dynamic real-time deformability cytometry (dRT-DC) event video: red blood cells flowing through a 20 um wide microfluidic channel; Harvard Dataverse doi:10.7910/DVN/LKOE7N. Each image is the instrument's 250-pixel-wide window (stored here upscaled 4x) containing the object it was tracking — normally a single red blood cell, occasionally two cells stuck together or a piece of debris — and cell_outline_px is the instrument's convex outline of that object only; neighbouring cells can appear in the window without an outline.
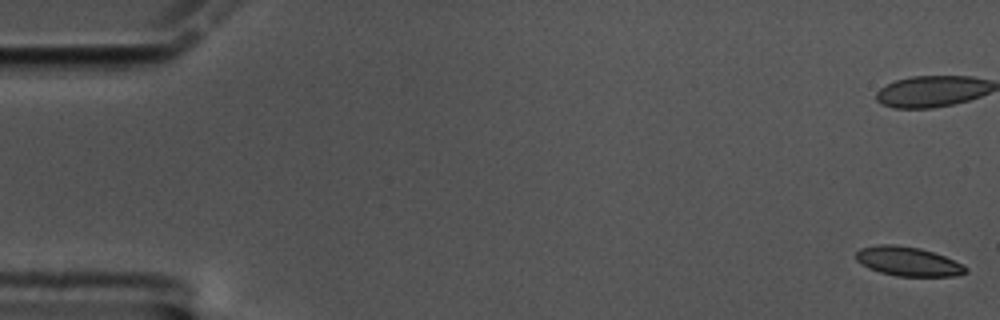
{"species": "common noctule bat (a hibernating species)", "species_latin": "Nyctalus noctula", "temperature_condition": "cold", "stored_images_in_passage": 59, "camera_frame_rate_fps": 3000, "um_per_image_px": 0.085, "animal": {"sex": "male", "body_mass_g": 17.5, "forearm_length_mm": 52.3}, "frame": {"image": 1, "passage_image": 1, "time_ms": 0.0, "image_size_px": [1000, 320], "cell_outline_px": [[968, 272], [952, 276], [896, 276], [880, 272], [868, 268], [860, 264], [856, 260], [856, 252], [860, 248], [880, 244], [892, 244], [920, 248], [944, 256], [964, 264], [968, 268]], "centroid_in_image_um": [77.17, 22.22], "position_along_channel_um": 7.8, "area_um2": 18.73}}